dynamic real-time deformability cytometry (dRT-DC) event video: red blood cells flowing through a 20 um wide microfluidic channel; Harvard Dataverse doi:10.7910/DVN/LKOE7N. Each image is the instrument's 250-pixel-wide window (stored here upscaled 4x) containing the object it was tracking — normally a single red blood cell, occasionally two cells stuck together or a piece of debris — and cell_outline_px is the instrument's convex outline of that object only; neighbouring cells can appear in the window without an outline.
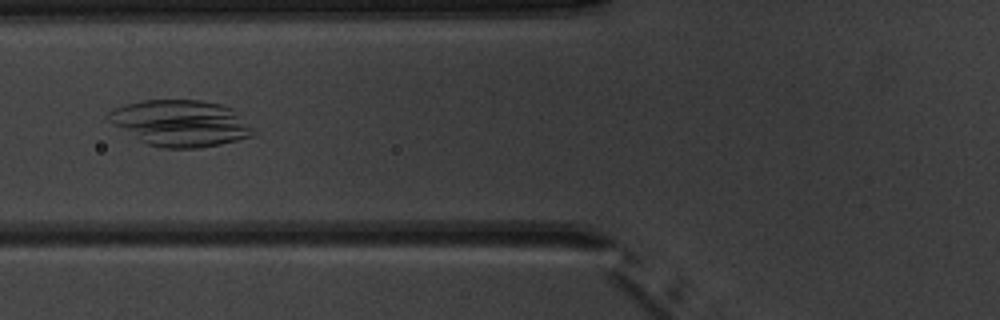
{"species": "common noctule bat (a hibernating species)", "species_latin": "Nyctalus noctula", "temperature_condition": "warm", "stored_images_in_passage": 5, "camera_frame_rate_fps": 3000, "um_per_image_px": 0.085, "animal": {"sex": "male", "body_mass_g": 20.1, "forearm_length_mm": 53.5}, "frame": {"image": 1, "passage_image": 5, "time_ms": 5.333, "image_size_px": [1000, 320], "cell_outline_px": [[256, 132], [252, 136], [220, 144], [196, 148], [164, 148], [148, 144], [140, 140], [112, 124], [108, 120], [108, 112], [112, 108], [124, 104], [140, 100], [200, 100], [220, 104], [232, 108]], "centroid_in_image_um": [15.32, 10.46], "position_along_channel_um": 110.5, "area_um2": 38.84}}